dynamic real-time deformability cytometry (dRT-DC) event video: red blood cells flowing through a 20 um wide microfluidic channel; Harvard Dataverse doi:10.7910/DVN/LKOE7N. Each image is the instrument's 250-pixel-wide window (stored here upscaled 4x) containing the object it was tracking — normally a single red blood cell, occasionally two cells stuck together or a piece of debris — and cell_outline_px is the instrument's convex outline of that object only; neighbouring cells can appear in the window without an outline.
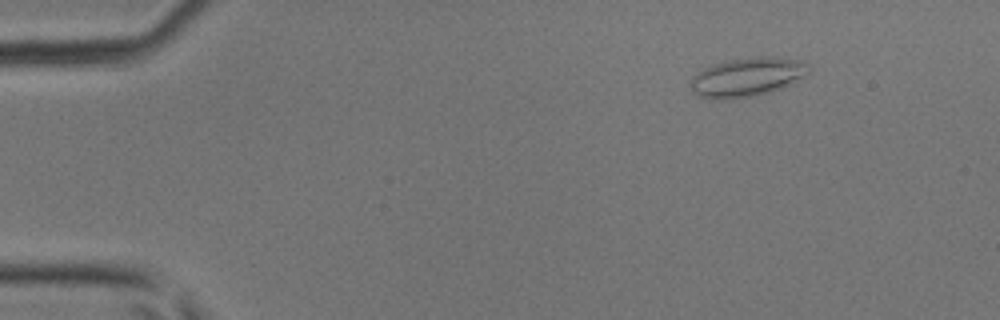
{"species": "common noctule bat (a hibernating species)", "species_latin": "Nyctalus noctula", "temperature_condition": "room temperature", "stored_images_in_passage": 45, "segment_of_instrument_passage": [1, 2], "camera_frame_rate_fps": 3000, "um_per_image_px": 0.085, "animal": {"sex": "male", "body_mass_g": 17.9, "forearm_length_mm": 54.2}, "frame": {"image": 1, "passage_image": 5, "time_ms": 1.333, "image_size_px": [1000, 320], "cell_outline_px": [[812, 64], [808, 72], [804, 76], [780, 88], [768, 92], [728, 100], [712, 100], [700, 96], [692, 92], [688, 84], [688, 80], [696, 72], [712, 64], [732, 60], [756, 56], [768, 56], [800, 60]], "centroid_in_image_um": [63.44, 6.55], "position_along_channel_um": 21.6, "area_um2": 26.99}}
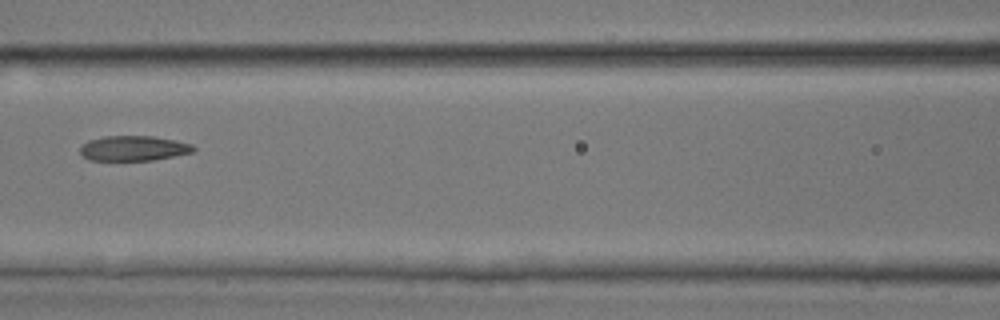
{"frame": {"image": 2, "passage_image": 20, "time_ms": 6.333, "image_size_px": [1000, 320], "cell_outline_px": [[196, 148], [192, 152], [152, 160], [88, 160], [80, 152], [80, 148], [88, 140], [104, 136], [152, 136], [176, 140], [192, 144]], "centroid_in_image_um": [11.35, 12.6], "position_along_channel_um": 155.3, "area_um2": 16.42}}
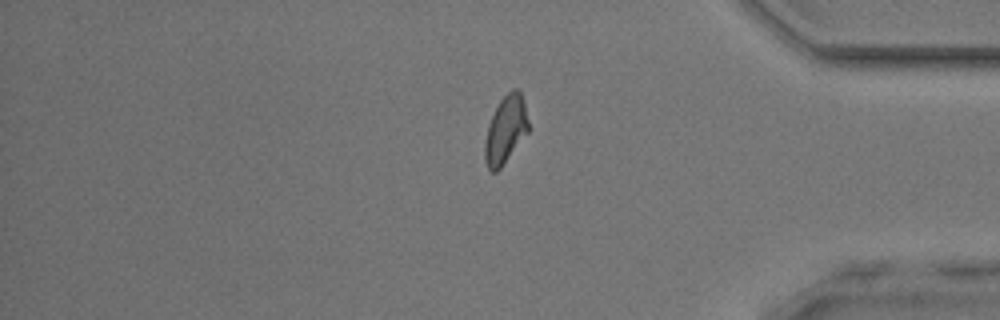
{"frame": {"image": 3, "passage_image": 37, "time_ms": 12.0, "image_size_px": [1000, 320], "cell_outline_px": [[528, 132], [500, 168], [496, 172], [492, 172], [488, 168], [484, 160], [484, 140], [488, 124], [500, 100], [512, 88], [516, 88], [520, 92], [524, 104], [528, 120]], "centroid_in_image_um": [42.95, 11.04], "position_along_channel_um": 392.3, "area_um2": 16.99}}